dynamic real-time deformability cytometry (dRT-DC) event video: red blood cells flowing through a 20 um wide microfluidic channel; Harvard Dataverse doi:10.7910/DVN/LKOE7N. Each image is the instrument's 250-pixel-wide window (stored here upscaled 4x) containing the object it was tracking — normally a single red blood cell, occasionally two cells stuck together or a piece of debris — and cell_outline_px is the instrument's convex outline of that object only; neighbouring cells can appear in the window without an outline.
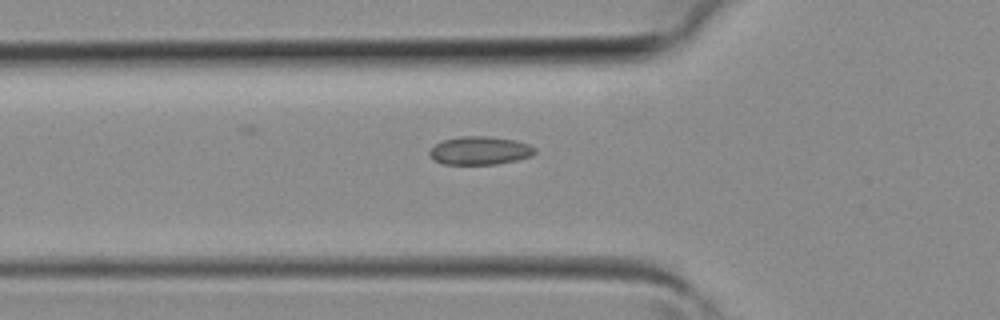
{"species": "common noctule bat (a hibernating species)", "species_latin": "Nyctalus noctula", "temperature_condition": "room temperature", "stored_images_in_passage": 28, "camera_frame_rate_fps": 3000, "um_per_image_px": 0.085, "animal": {"sex": "female", "body_mass_g": 19.3, "forearm_length_mm": 54.1}, "frame": {"image": 1, "passage_image": 10, "time_ms": 3.0, "image_size_px": [1000, 320], "cell_outline_px": [[536, 152], [532, 156], [516, 160], [496, 164], [444, 164], [436, 160], [428, 152], [436, 144], [444, 140], [460, 136], [488, 136], [516, 140], [528, 144], [536, 148]], "centroid_in_image_um": [40.84, 12.79], "position_along_channel_um": 85.0, "area_um2": 17.22}}
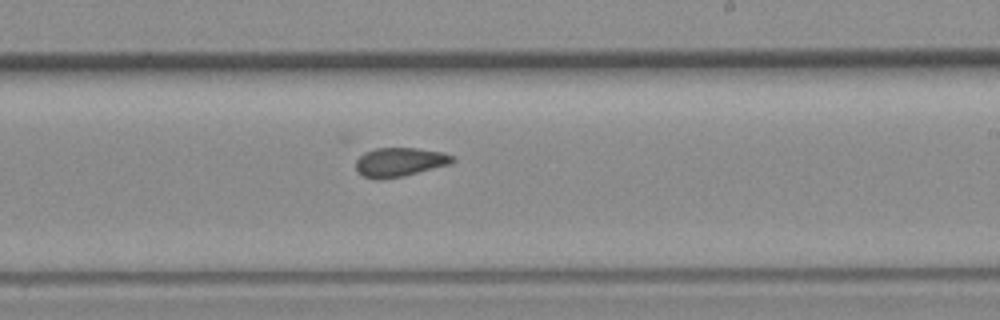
{"frame": {"image": 2, "passage_image": 20, "time_ms": 6.333, "image_size_px": [1000, 320], "cell_outline_px": [[456, 160], [452, 164], [404, 176], [380, 180], [372, 180], [356, 172], [356, 160], [364, 152], [376, 148], [416, 148], [444, 152], [456, 156]], "centroid_in_image_um": [34.0, 13.79], "position_along_channel_um": 255.0, "area_um2": 16.76}}
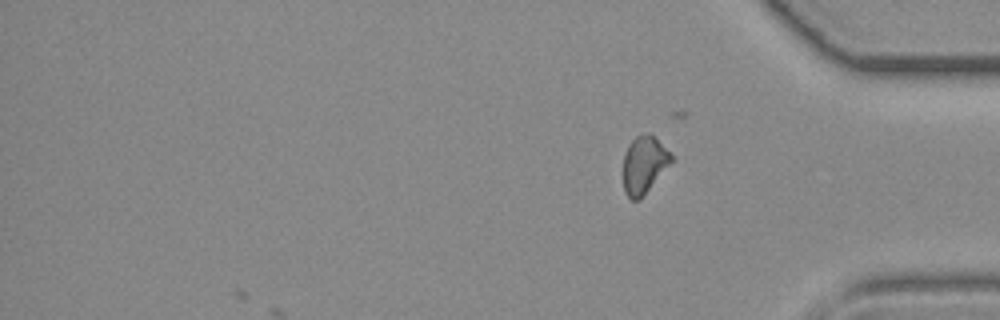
{"frame": {"image": 3, "passage_image": 28, "time_ms": 9.0, "image_size_px": [1000, 320], "cell_outline_px": [[672, 160], [640, 200], [632, 200], [624, 192], [624, 156], [628, 144], [640, 132], [648, 132], [672, 156]], "centroid_in_image_um": [54.7, 14.0], "position_along_channel_um": 380.5, "area_um2": 15.61}}